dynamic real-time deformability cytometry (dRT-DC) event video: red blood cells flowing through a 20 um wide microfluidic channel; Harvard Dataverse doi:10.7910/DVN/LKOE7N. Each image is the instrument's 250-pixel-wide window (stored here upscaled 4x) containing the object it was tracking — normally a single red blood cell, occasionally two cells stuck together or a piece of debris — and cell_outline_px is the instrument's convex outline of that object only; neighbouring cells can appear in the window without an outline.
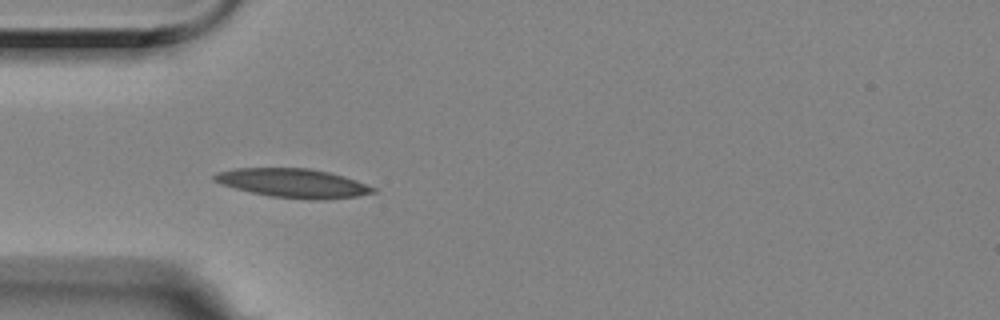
{"species": "Egyptian fruit bat (a non-hibernating species)", "species_latin": "Rousettus aegyptiacus", "temperature_condition": "room temperature", "stored_images_in_passage": 12, "camera_frame_rate_fps": 3000, "um_per_image_px": 0.085, "animal": {"sex": "female"}, "frame": {"image": 1, "passage_image": 1, "time_ms": 0.0, "image_size_px": [1000, 320], "cell_outline_px": [[376, 192], [360, 196], [324, 200], [308, 200], [268, 196], [236, 188], [212, 180], [212, 176], [216, 172], [236, 168], [308, 168], [328, 172], [344, 176], [356, 180], [376, 188]], "centroid_in_image_um": [24.95, 15.57], "position_along_channel_um": 60.1, "area_um2": 26.88}}
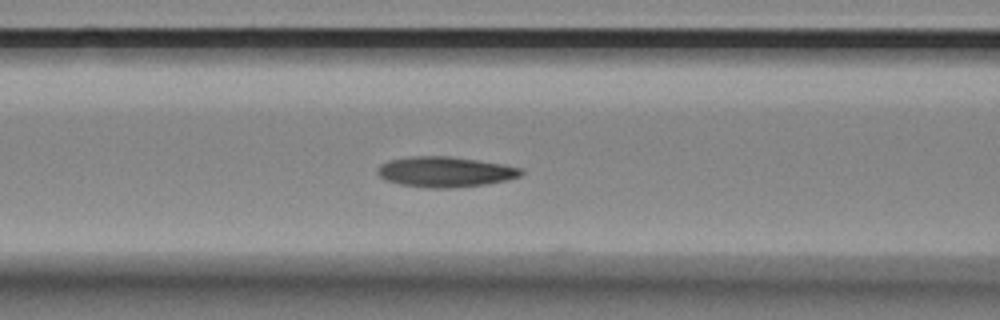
{"frame": {"image": 2, "passage_image": 7, "time_ms": 2.0, "image_size_px": [1000, 320], "cell_outline_px": [[524, 172], [520, 176], [508, 180], [484, 184], [452, 188], [428, 188], [400, 184], [384, 180], [376, 172], [376, 168], [380, 164], [388, 160], [412, 156], [448, 156], [504, 164], [524, 168]], "centroid_in_image_um": [37.83, 14.6], "position_along_channel_um": 128.8, "area_um2": 25.61}}
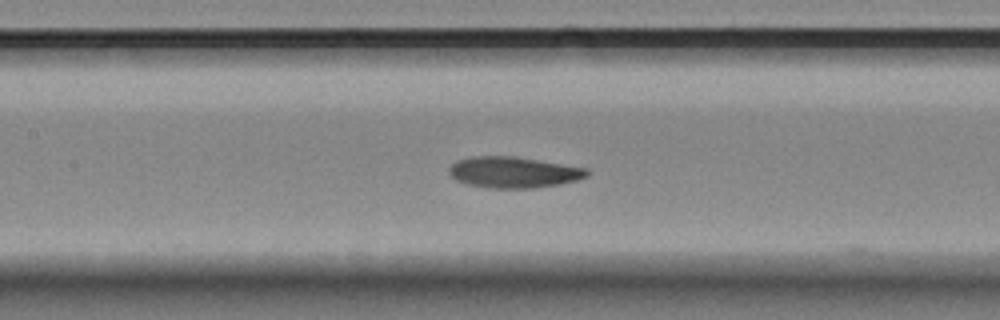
{"frame": {"image": 3, "passage_image": 10, "time_ms": 3.0, "image_size_px": [1000, 320], "cell_outline_px": [[588, 176], [576, 180], [560, 184], [532, 188], [488, 188], [468, 184], [456, 180], [448, 172], [448, 168], [456, 160], [472, 156], [516, 156], [588, 168]], "centroid_in_image_um": [43.64, 14.63], "position_along_channel_um": 163.8, "area_um2": 25.09}}